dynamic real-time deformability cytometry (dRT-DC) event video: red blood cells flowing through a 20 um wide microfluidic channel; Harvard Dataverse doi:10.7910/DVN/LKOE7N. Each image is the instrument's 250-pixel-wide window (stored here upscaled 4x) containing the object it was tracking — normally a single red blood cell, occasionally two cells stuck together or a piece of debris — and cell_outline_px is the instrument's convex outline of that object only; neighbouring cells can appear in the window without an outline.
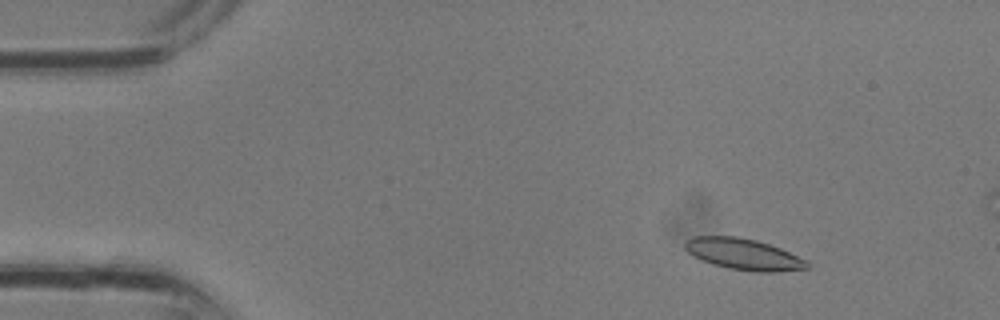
{"species": "common noctule bat (a hibernating species)", "species_latin": "Nyctalus noctula", "temperature_condition": "room temperature", "stored_images_in_passage": 35, "camera_frame_rate_fps": 3000, "um_per_image_px": 0.085, "animal": {"sex": "male", "body_mass_g": 13.3}, "frame": {"image": 1, "passage_image": 5, "time_ms": 1.333, "image_size_px": [1000, 320], "cell_outline_px": [[808, 268], [776, 272], [756, 272], [728, 268], [712, 264], [700, 260], [692, 256], [684, 248], [684, 240], [692, 236], [736, 236], [756, 240], [780, 248], [808, 260]], "centroid_in_image_um": [63.16, 21.6], "position_along_channel_um": 21.8, "area_um2": 22.43}}
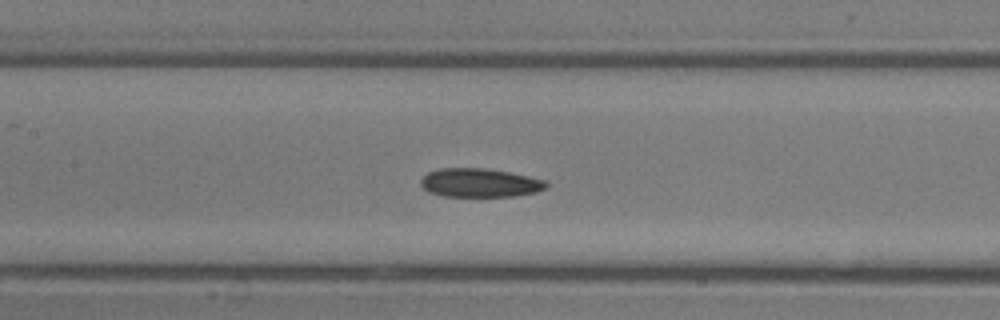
{"frame": {"image": 2, "passage_image": 16, "time_ms": 5.0, "image_size_px": [1000, 320], "cell_outline_px": [[548, 188], [536, 192], [516, 196], [444, 196], [428, 192], [420, 184], [420, 180], [428, 172], [440, 168], [484, 168], [508, 172], [548, 180]], "centroid_in_image_um": [40.81, 15.54], "position_along_channel_um": 166.6, "area_um2": 21.1}}
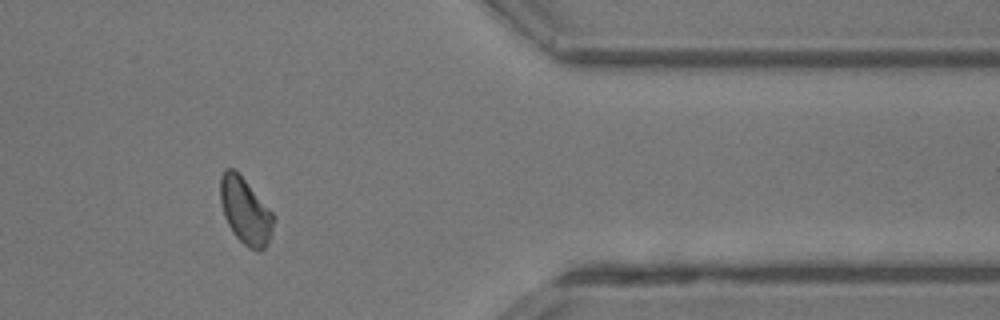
{"frame": {"image": 3, "passage_image": 28, "time_ms": 9.0, "image_size_px": [1000, 320], "cell_outline_px": [[276, 220], [268, 244], [260, 252], [256, 252], [248, 248], [232, 232], [224, 216], [220, 200], [220, 176], [224, 168], [232, 168], [244, 180], [276, 216]], "centroid_in_image_um": [20.87, 17.98], "position_along_channel_um": 390.5, "area_um2": 20.63}}